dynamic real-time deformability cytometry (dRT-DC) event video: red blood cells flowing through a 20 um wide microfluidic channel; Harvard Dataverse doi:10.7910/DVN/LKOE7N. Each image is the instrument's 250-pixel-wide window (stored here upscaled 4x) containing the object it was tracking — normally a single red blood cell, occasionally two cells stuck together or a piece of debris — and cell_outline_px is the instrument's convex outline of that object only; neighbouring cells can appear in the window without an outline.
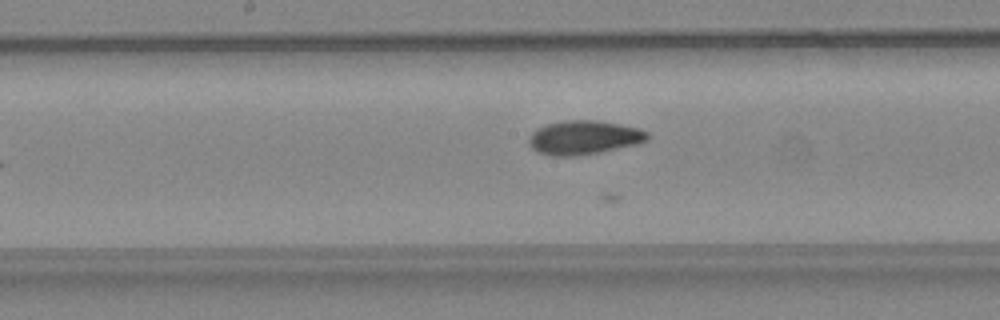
{"species": "common noctule bat (a hibernating species)", "species_latin": "Nyctalus noctula", "temperature_condition": "warm", "stored_images_in_passage": 33, "camera_frame_rate_fps": 3000, "um_per_image_px": 0.085, "animal": {"sex": "female", "body_mass_g": 24.6, "forearm_length_mm": 56.2}, "frame": {"image": 1, "passage_image": 14, "time_ms": 4.333, "image_size_px": [1000, 320], "cell_outline_px": [[648, 140], [640, 144], [600, 152], [576, 156], [552, 156], [536, 152], [528, 144], [528, 140], [532, 132], [544, 124], [564, 120], [596, 120], [620, 124], [640, 128], [648, 132]], "centroid_in_image_um": [49.63, 11.69], "position_along_channel_um": 198.6, "area_um2": 23.81}}
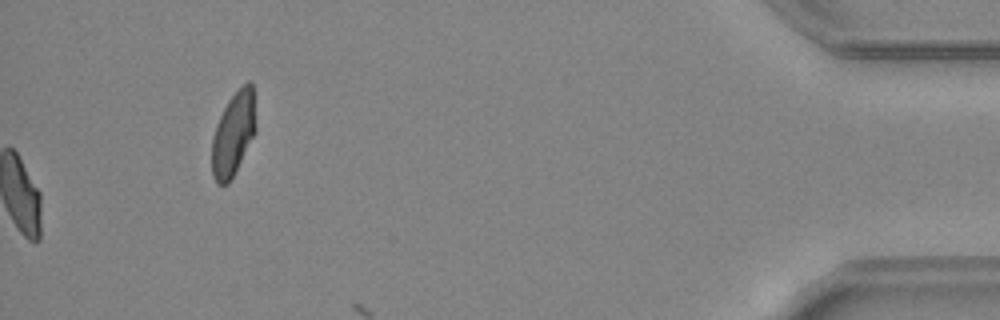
{"frame": {"image": 2, "passage_image": 33, "time_ms": 10.667, "image_size_px": [1000, 320], "cell_outline_px": [[256, 132], [228, 184], [216, 184], [212, 176], [212, 136], [216, 124], [228, 100], [248, 80], [252, 80], [256, 124]], "centroid_in_image_um": [19.83, 11.37], "position_along_channel_um": 415.4, "area_um2": 21.39}}